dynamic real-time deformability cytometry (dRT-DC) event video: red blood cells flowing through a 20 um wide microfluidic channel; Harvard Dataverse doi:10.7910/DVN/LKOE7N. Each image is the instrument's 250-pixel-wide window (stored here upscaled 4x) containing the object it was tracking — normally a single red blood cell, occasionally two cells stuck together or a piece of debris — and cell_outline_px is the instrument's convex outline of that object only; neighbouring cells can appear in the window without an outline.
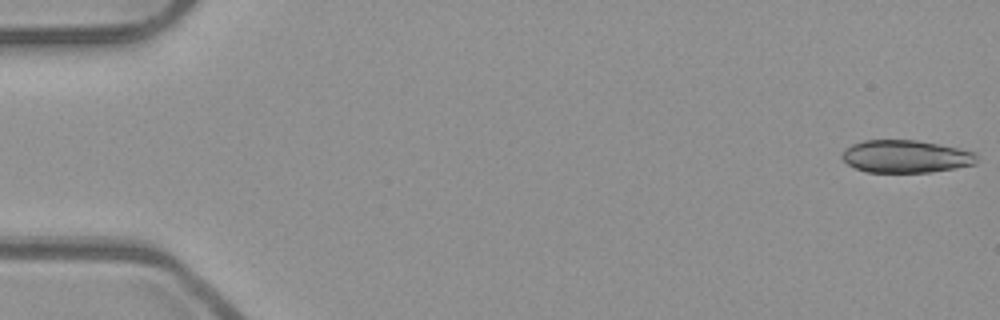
{"species": "common noctule bat (a hibernating species)", "species_latin": "Nyctalus noctula", "temperature_condition": "room temperature", "stored_images_in_passage": 51, "camera_frame_rate_fps": 3000, "um_per_image_px": 0.085, "animal": {"sex": "male", "body_mass_g": 23.1, "forearm_length_mm": 52.7}, "frame": {"image": 1, "passage_image": 1, "time_ms": 0.0, "image_size_px": [1000, 320], "cell_outline_px": [[976, 164], [956, 168], [932, 172], [868, 172], [856, 168], [848, 164], [840, 156], [844, 148], [852, 144], [864, 140], [916, 140], [940, 144], [976, 152]], "centroid_in_image_um": [76.99, 13.29], "position_along_channel_um": 8.0, "area_um2": 25.72}}
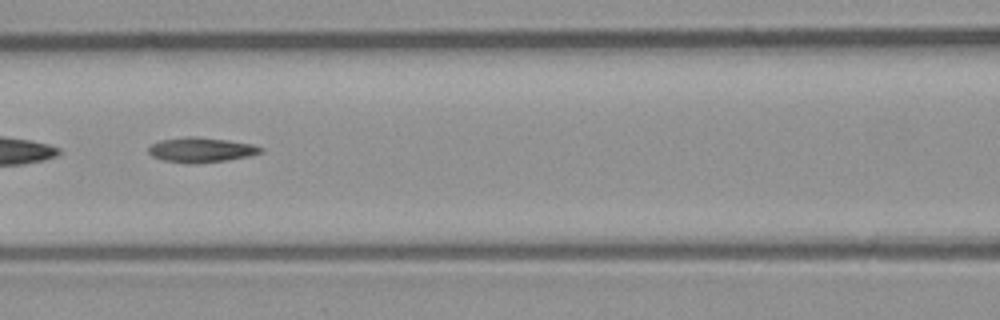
{"frame": {"image": 2, "passage_image": 24, "time_ms": 7.667, "image_size_px": [1000, 320], "cell_outline_px": [[264, 152], [248, 156], [224, 160], [192, 164], [188, 164], [164, 160], [152, 156], [148, 152], [148, 148], [152, 144], [160, 140], [188, 136], [196, 136], [228, 140], [252, 144], [264, 148]], "centroid_in_image_um": [17.09, 12.73], "position_along_channel_um": 149.5, "area_um2": 16.24}}
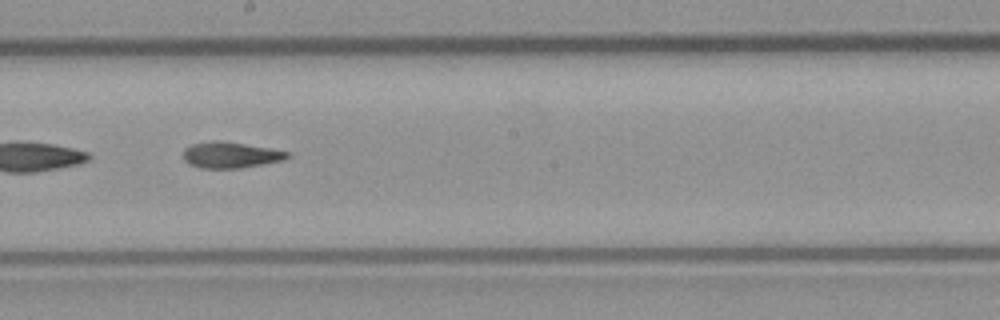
{"frame": {"image": 3, "passage_image": 30, "time_ms": 9.667, "image_size_px": [1000, 320], "cell_outline_px": [[292, 156], [284, 160], [264, 164], [240, 168], [200, 168], [184, 160], [184, 148], [192, 144], [212, 140], [220, 140], [292, 152]], "centroid_in_image_um": [19.64, 13.17], "position_along_channel_um": 228.6, "area_um2": 15.84}}